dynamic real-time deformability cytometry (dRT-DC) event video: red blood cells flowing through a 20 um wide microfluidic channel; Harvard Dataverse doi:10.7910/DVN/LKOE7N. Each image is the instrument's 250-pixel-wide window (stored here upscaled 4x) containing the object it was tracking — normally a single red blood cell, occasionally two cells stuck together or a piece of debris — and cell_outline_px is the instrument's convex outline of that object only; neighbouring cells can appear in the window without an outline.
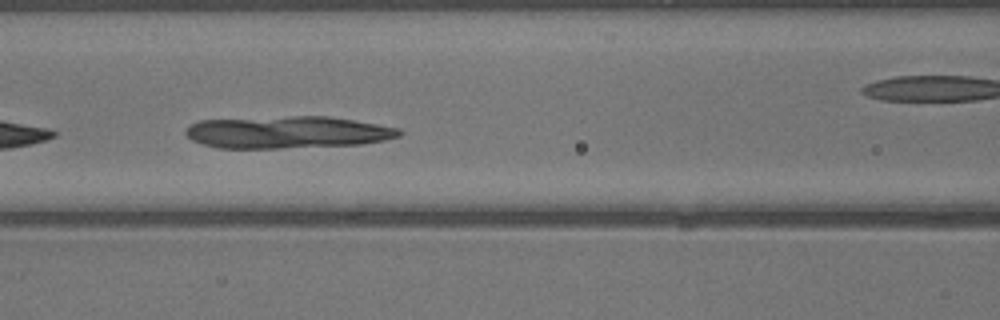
{"species": "common noctule bat (a hibernating species)", "species_latin": "Nyctalus noctula", "temperature_condition": "warm", "stored_images_in_passage": 24, "camera_frame_rate_fps": 3000, "um_per_image_px": 0.085, "animal": {"sex": "male", "body_mass_g": 13.3}, "frame": {"image": 1, "passage_image": 19, "time_ms": 6.0, "image_size_px": [1000, 320], "cell_outline_px": [[404, 132], [400, 136], [384, 140], [360, 144], [280, 148], [220, 148], [204, 144], [192, 140], [184, 132], [188, 124], [200, 120], [292, 116], [328, 116], [400, 128]], "centroid_in_image_um": [24.42, 11.24], "position_along_channel_um": 142.2, "area_um2": 39.94}}